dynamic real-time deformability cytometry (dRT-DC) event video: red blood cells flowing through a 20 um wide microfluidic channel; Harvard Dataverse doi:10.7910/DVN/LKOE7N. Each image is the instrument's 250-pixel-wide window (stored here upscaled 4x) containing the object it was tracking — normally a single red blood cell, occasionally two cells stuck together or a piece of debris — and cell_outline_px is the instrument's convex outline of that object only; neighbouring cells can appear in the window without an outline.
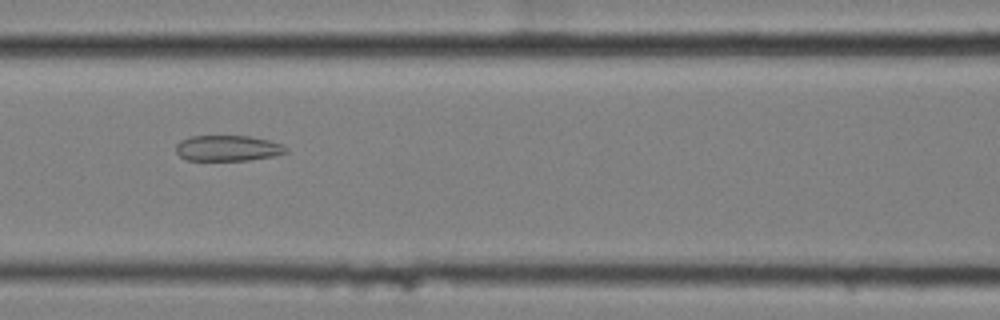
{"species": "common noctule bat (a hibernating species)", "species_latin": "Nyctalus noctula", "temperature_condition": "cold", "stored_images_in_passage": 10, "camera_frame_rate_fps": 3000, "um_per_image_px": 0.085, "animal": {"sex": "female", "body_mass_g": 25.1}, "frame": {"image": 1, "passage_image": 7, "time_ms": 2.0, "image_size_px": [1000, 320], "cell_outline_px": [[288, 152], [272, 156], [248, 160], [184, 160], [176, 152], [176, 144], [180, 140], [192, 136], [248, 136], [268, 140], [280, 144], [288, 148]], "centroid_in_image_um": [19.33, 12.6], "position_along_channel_um": 147.3, "area_um2": 16.42}}
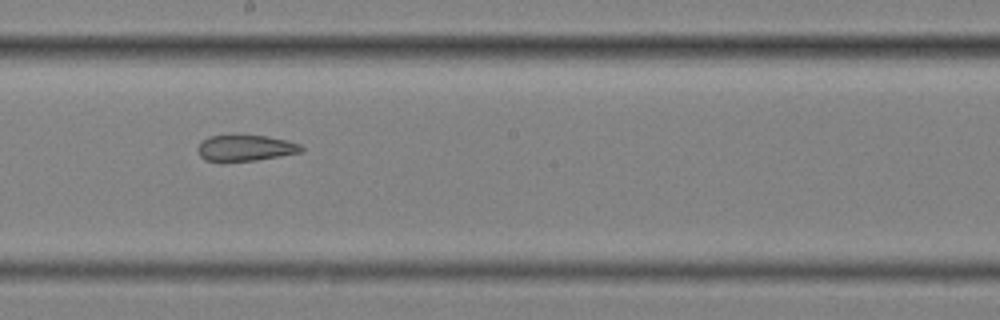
{"frame": {"image": 2, "passage_image": 9, "time_ms": 2.667, "image_size_px": [1000, 320], "cell_outline_px": [[304, 148], [300, 152], [256, 160], [204, 160], [200, 156], [196, 148], [208, 136], [264, 136], [288, 140], [300, 144]], "centroid_in_image_um": [20.87, 12.57], "position_along_channel_um": 227.3, "area_um2": 15.2}}
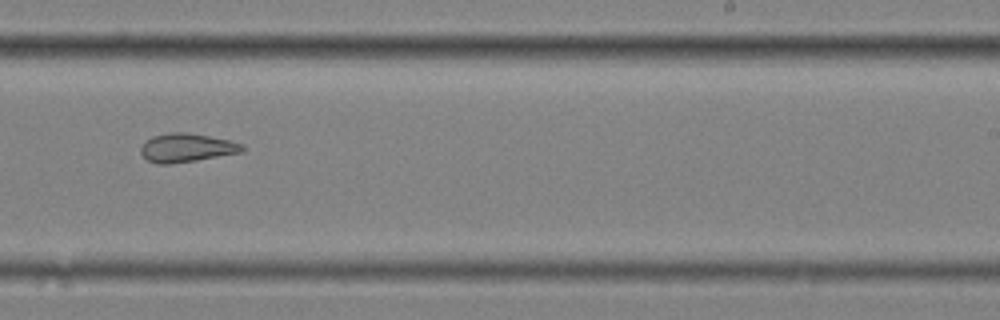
{"frame": {"image": 3, "passage_image": 10, "time_ms": 3.0, "image_size_px": [1000, 320], "cell_outline_px": [[244, 148], [240, 152], [196, 160], [168, 164], [156, 164], [148, 160], [140, 152], [140, 148], [152, 136], [168, 132], [184, 132], [208, 136], [228, 140], [244, 144]], "centroid_in_image_um": [15.83, 12.55], "position_along_channel_um": 273.2, "area_um2": 16.65}}